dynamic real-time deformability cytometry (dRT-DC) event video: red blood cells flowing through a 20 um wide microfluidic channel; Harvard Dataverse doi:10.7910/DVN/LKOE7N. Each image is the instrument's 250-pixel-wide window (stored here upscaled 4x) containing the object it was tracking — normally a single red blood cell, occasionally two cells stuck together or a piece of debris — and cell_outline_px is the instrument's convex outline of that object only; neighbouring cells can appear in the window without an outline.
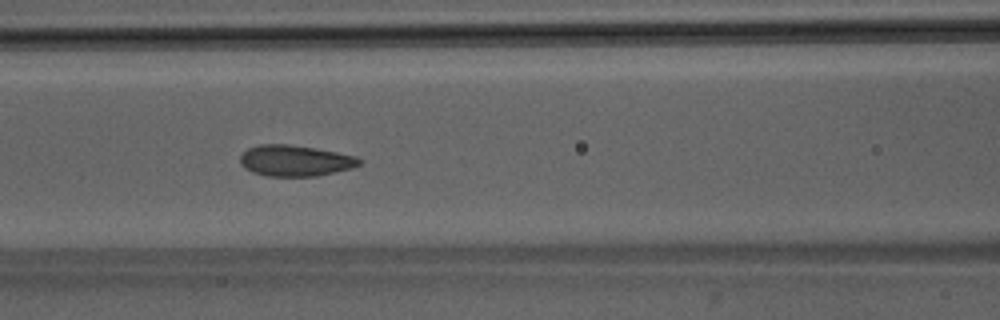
{"species": "Egyptian fruit bat (a non-hibernating species)", "species_latin": "Rousettus aegyptiacus", "temperature_condition": "room temperature", "stored_images_in_passage": 52, "camera_frame_rate_fps": 3000, "um_per_image_px": 0.085, "animal": {"sex": "male"}, "frame": {"image": 1, "passage_image": 23, "time_ms": 7.333, "image_size_px": [1000, 320], "cell_outline_px": [[364, 160], [360, 164], [352, 168], [316, 176], [268, 176], [252, 172], [244, 168], [240, 164], [240, 156], [248, 148], [260, 144], [288, 144], [336, 152], [356, 156]], "centroid_in_image_um": [25.08, 13.66], "position_along_channel_um": 141.5, "area_um2": 21.5}}
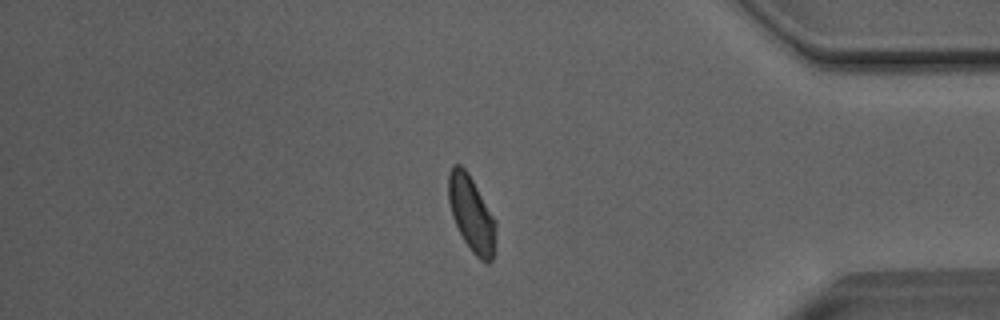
{"frame": {"image": 2, "passage_image": 44, "time_ms": 14.333, "image_size_px": [1000, 320], "cell_outline_px": [[496, 228], [492, 260], [488, 264], [480, 260], [476, 256], [464, 240], [452, 216], [448, 200], [448, 172], [452, 164], [460, 164], [468, 172], [496, 220]], "centroid_in_image_um": [40.06, 18.14], "position_along_channel_um": 395.1, "area_um2": 20.81}}
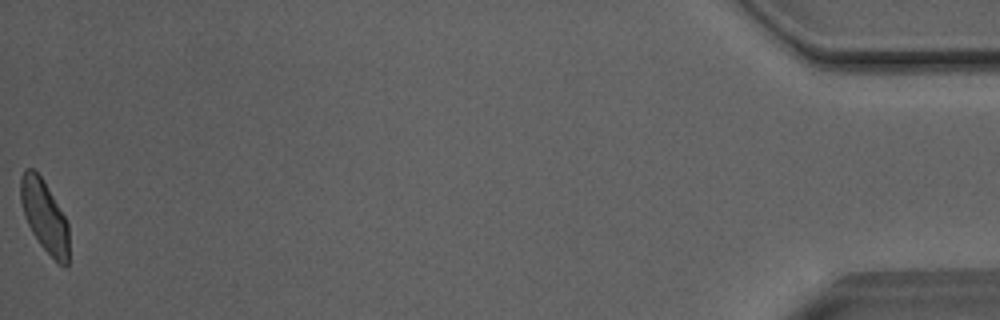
{"frame": {"image": 3, "passage_image": 52, "time_ms": 17.0, "image_size_px": [1000, 320], "cell_outline_px": [[68, 264], [64, 268], [40, 244], [32, 232], [24, 216], [20, 200], [20, 176], [24, 168], [32, 168], [40, 176], [64, 216], [68, 224]], "centroid_in_image_um": [3.75, 18.36], "position_along_channel_um": 431.4, "area_um2": 19.83}, "authors_computed_cell_mechanics": {"area_um2": 21.5305, "velocity_mm_per_s": 4.0181, "shape_relaxation_time_tau1_ms": 3.3935, "shape_relaxation_time_tau2_ms": 0.5541, "deformation_change_tau1": 0.1017, "deformation_change_tau2": 0.0449}}